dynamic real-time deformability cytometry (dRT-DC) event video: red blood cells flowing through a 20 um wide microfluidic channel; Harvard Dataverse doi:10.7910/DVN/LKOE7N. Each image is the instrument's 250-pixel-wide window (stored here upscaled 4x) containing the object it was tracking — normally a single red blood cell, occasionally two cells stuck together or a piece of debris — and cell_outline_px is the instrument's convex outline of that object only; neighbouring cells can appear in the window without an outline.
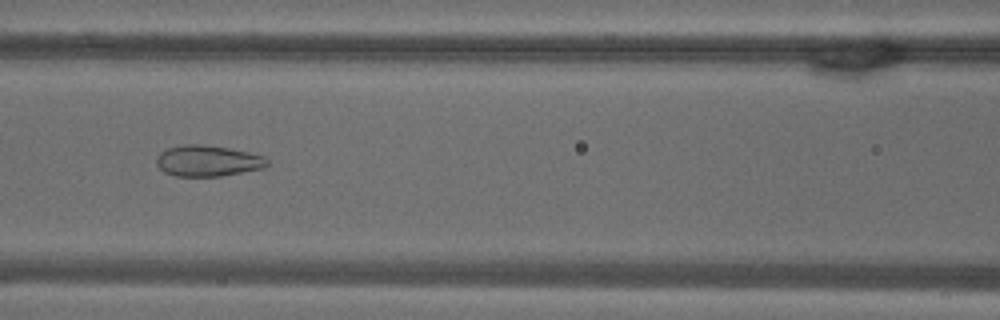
{"species": "common noctule bat (a hibernating species)", "species_latin": "Nyctalus noctula", "temperature_condition": "warm", "stored_images_in_passage": 55, "camera_frame_rate_fps": 3000, "um_per_image_px": 0.085, "animal": {"sex": "male", "body_mass_g": 18.8}, "frame": {"image": 1, "passage_image": 24, "time_ms": 7.667, "image_size_px": [1000, 320], "cell_outline_px": [[268, 164], [264, 168], [220, 176], [176, 176], [164, 172], [156, 164], [156, 156], [160, 152], [168, 148], [184, 144], [204, 144], [228, 148], [248, 152], [264, 156], [268, 160]], "centroid_in_image_um": [17.64, 13.67], "position_along_channel_um": 149.0, "area_um2": 20.06}}
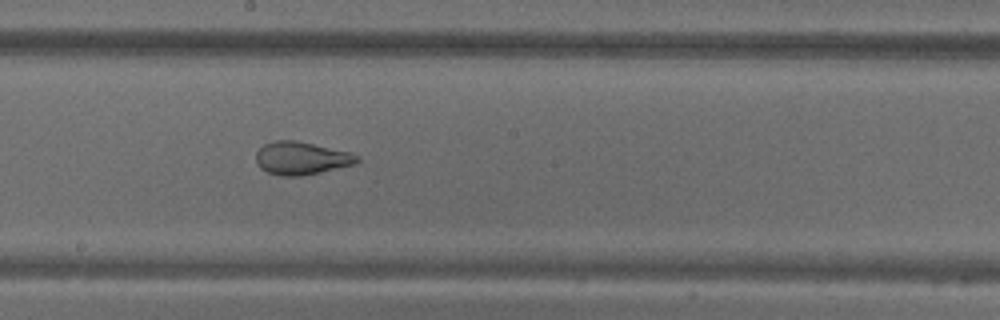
{"frame": {"image": 2, "passage_image": 30, "time_ms": 9.667, "image_size_px": [1000, 320], "cell_outline_px": [[360, 160], [356, 164], [320, 172], [300, 176], [280, 176], [268, 172], [260, 168], [256, 164], [256, 152], [264, 144], [276, 140], [296, 140], [352, 152], [360, 156]], "centroid_in_image_um": [25.64, 13.44], "position_along_channel_um": 222.6, "area_um2": 19.59}}
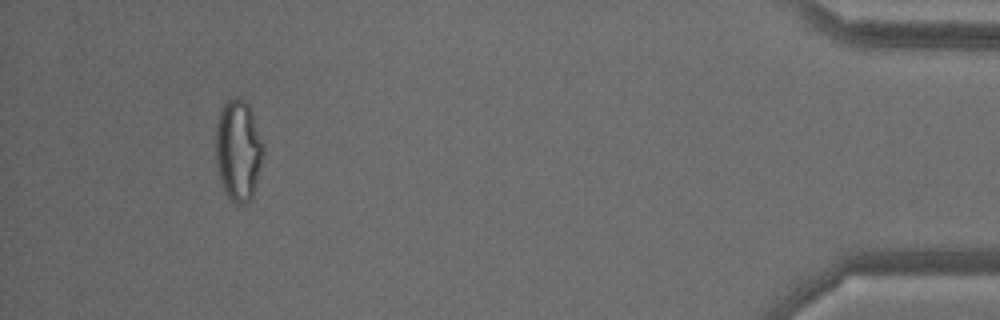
{"frame": {"image": 3, "passage_image": 51, "time_ms": 16.667, "image_size_px": [1000, 320], "cell_outline_px": [[264, 156], [252, 196], [244, 204], [236, 208], [224, 192], [220, 180], [216, 164], [216, 124], [220, 108], [228, 100], [236, 96], [244, 100], [248, 104], [252, 112], [264, 144]], "centroid_in_image_um": [20.25, 12.8], "position_along_channel_um": 415.0, "area_um2": 28.55}, "authors_computed_cell_mechanics": {"area_um2": 25.5476, "velocity_mm_per_s": 3.6959, "shape_relaxation_time_tau1_ms": null, "shape_relaxation_time_tau2_ms": 1.332, "deformation_change_tau1": null, "deformation_change_tau2": 0.0845}}